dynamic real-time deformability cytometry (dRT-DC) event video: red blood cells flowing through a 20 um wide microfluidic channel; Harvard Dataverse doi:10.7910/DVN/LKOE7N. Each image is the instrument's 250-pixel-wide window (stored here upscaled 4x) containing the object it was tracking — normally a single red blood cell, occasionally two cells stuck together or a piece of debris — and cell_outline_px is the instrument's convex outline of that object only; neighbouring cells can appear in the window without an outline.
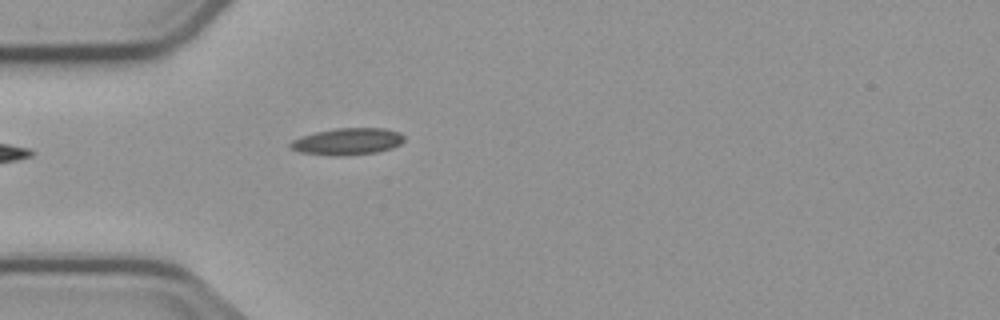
{"species": "common noctule bat (a hibernating species)", "species_latin": "Nyctalus noctula", "temperature_condition": "cold", "stored_images_in_passage": 5, "camera_frame_rate_fps": 3000, "um_per_image_px": 0.085, "animal": {"sex": "male", "body_mass_g": 23.1, "forearm_length_mm": 52.7}, "frame": {"image": 1, "passage_image": 5, "time_ms": 4.667, "image_size_px": [1000, 320], "cell_outline_px": [[404, 140], [400, 144], [392, 148], [376, 152], [348, 156], [332, 156], [300, 152], [292, 148], [288, 144], [292, 140], [300, 136], [316, 132], [336, 128], [384, 128], [400, 132], [404, 136]], "centroid_in_image_um": [29.54, 12.03], "position_along_channel_um": 55.5, "area_um2": 17.92}}